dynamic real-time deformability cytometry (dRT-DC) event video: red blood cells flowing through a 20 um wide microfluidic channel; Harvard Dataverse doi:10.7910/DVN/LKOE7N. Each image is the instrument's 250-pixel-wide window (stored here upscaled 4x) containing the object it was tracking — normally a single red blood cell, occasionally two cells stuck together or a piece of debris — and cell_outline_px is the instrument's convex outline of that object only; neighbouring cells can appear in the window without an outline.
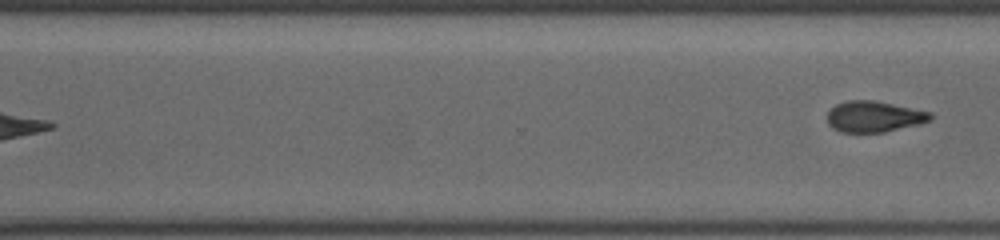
{"species": "common noctule bat (a hibernating species)", "species_latin": "Nyctalus noctula", "temperature_condition": "cold", "stored_images_in_passage": 21, "segment_of_instrument_passage": [2, 2], "camera_frame_rate_fps": 3000, "um_per_image_px": 0.085, "animal": {"sex": "female", "body_mass_g": 19.5, "forearm_length_mm": 54.1}, "frame": {"image": 1, "passage_image": 21, "time_ms": 8.667, "image_size_px": [1000, 240], "cell_outline_px": [[932, 116], [928, 120], [916, 124], [884, 132], [840, 132], [832, 128], [828, 124], [828, 112], [836, 104], [848, 100], [872, 100], [932, 112]], "centroid_in_image_um": [74.24, 9.91], "position_along_channel_um": 296.4, "area_um2": 18.32}}